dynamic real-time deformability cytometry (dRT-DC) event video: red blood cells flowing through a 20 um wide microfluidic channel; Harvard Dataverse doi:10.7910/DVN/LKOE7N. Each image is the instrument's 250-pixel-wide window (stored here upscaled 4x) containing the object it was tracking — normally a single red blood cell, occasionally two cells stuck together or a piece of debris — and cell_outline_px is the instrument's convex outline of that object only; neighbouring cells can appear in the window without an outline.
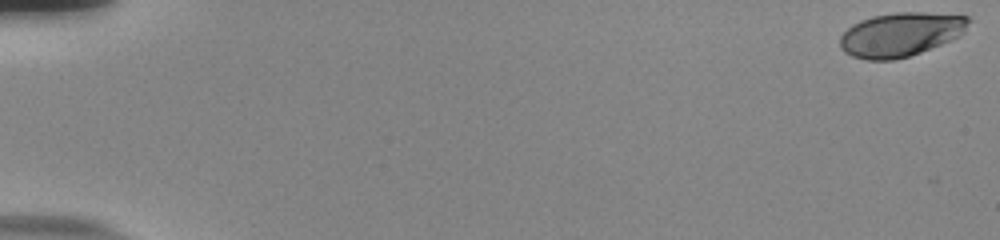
{"species": "human", "species_latin": "Homo sapiens", "temperature_condition": "room temperature", "stored_images_in_passage": 55, "camera_frame_rate_fps": 3000, "um_per_image_px": 0.085, "donor": {"sex": "male"}, "frame": {"image": 1, "passage_image": 1, "time_ms": 0.0, "image_size_px": [1000, 240], "cell_outline_px": [[972, 20], [964, 32], [960, 36], [920, 52], [908, 56], [892, 60], [868, 60], [852, 56], [844, 52], [840, 48], [840, 36], [852, 24], [860, 20], [872, 16], [896, 12], [924, 12], [968, 16]], "centroid_in_image_um": [76.55, 2.92], "position_along_channel_um": 8.4, "area_um2": 33.0}}
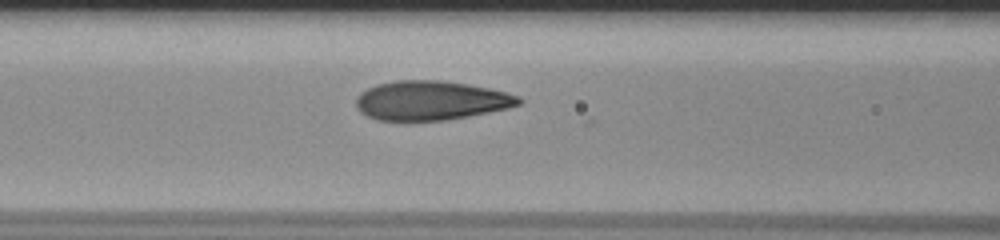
{"frame": {"image": 2, "passage_image": 25, "time_ms": 8.0, "image_size_px": [1000, 240], "cell_outline_px": [[524, 100], [520, 104], [508, 108], [468, 116], [444, 120], [376, 120], [360, 112], [356, 108], [356, 96], [360, 92], [376, 84], [396, 80], [440, 80], [468, 84], [508, 92], [520, 96]], "centroid_in_image_um": [36.62, 8.53], "position_along_channel_um": 130.0, "area_um2": 37.34}}
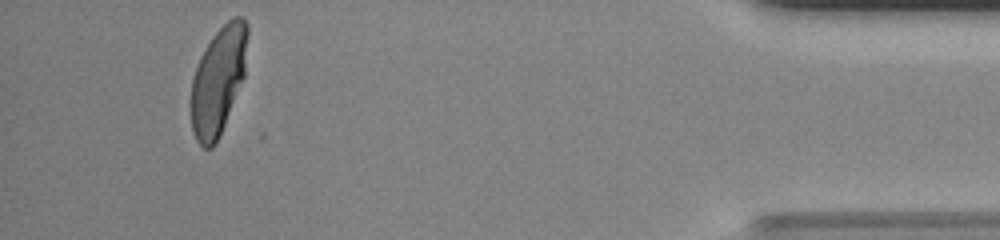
{"frame": {"image": 3, "passage_image": 52, "time_ms": 17.0, "image_size_px": [1000, 240], "cell_outline_px": [[248, 32], [244, 76], [224, 124], [212, 148], [204, 148], [196, 140], [192, 132], [188, 104], [192, 80], [200, 56], [212, 36], [232, 16], [240, 16], [248, 24]], "centroid_in_image_um": [18.51, 6.84], "position_along_channel_um": 416.7, "area_um2": 35.6}, "authors_computed_cell_mechanics": {"area_um2": 36.2406, "velocity_mm_per_s": 3.8233, "shape_relaxation_time_tau1_ms": 4.4994, "shape_relaxation_time_tau2_ms": null, "deformation_change_tau1": 0.2168, "deformation_change_tau2": null}}